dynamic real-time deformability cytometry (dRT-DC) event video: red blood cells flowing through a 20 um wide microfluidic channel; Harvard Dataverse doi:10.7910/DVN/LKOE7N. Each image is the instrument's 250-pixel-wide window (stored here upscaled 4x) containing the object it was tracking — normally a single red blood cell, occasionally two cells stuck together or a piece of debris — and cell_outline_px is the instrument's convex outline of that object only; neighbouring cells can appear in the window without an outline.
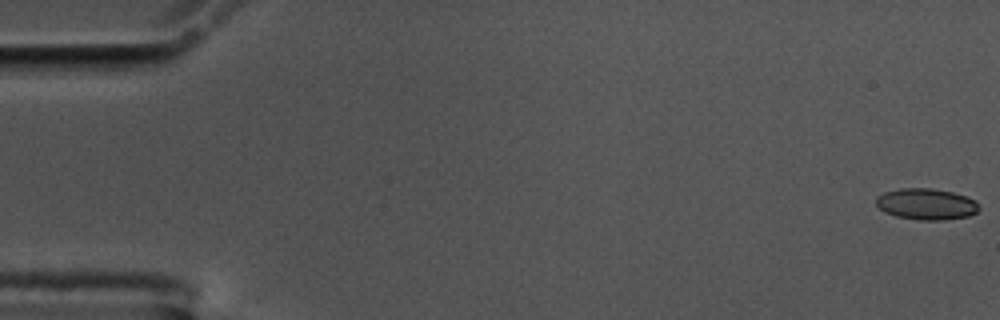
{"species": "common noctule bat (a hibernating species)", "species_latin": "Nyctalus noctula", "temperature_condition": "cold", "stored_images_in_passage": 10, "camera_frame_rate_fps": 3000, "um_per_image_px": 0.085, "animal": {"sex": "male", "body_mass_g": 17.5, "forearm_length_mm": 52.3}, "frame": {"image": 1, "passage_image": 1, "time_ms": 0.0, "image_size_px": [1000, 320], "cell_outline_px": [[980, 208], [976, 212], [968, 216], [940, 220], [916, 220], [896, 216], [884, 212], [876, 204], [876, 196], [884, 192], [900, 188], [932, 188], [952, 192], [976, 200]], "centroid_in_image_um": [78.72, 17.34], "position_along_channel_um": 6.3, "area_um2": 18.79}}